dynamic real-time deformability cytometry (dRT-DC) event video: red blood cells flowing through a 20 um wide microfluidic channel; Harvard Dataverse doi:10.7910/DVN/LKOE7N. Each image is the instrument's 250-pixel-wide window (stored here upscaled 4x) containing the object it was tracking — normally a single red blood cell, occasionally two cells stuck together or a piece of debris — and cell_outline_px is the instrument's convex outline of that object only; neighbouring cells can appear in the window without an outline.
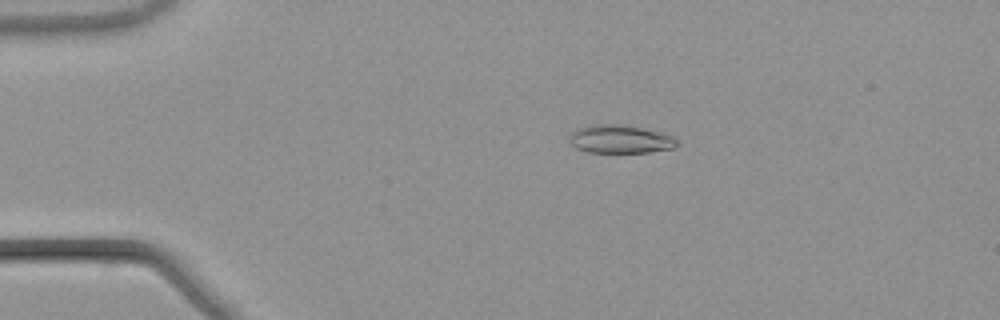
{"species": "common noctule bat (a hibernating species)", "species_latin": "Nyctalus noctula", "temperature_condition": "warm", "stored_images_in_passage": 53, "camera_frame_rate_fps": 3000, "um_per_image_px": 0.085, "animal": {"sex": "male", "body_mass_g": 21.5, "forearm_length_mm": 52.0}, "frame": {"image": 1, "passage_image": 11, "time_ms": 3.333, "image_size_px": [1000, 320], "cell_outline_px": [[676, 144], [672, 148], [648, 152], [588, 152], [576, 148], [568, 140], [568, 136], [576, 128], [588, 124], [620, 124], [640, 128], [672, 136], [676, 140]], "centroid_in_image_um": [52.61, 11.82], "position_along_channel_um": 32.4, "area_um2": 17.51}}
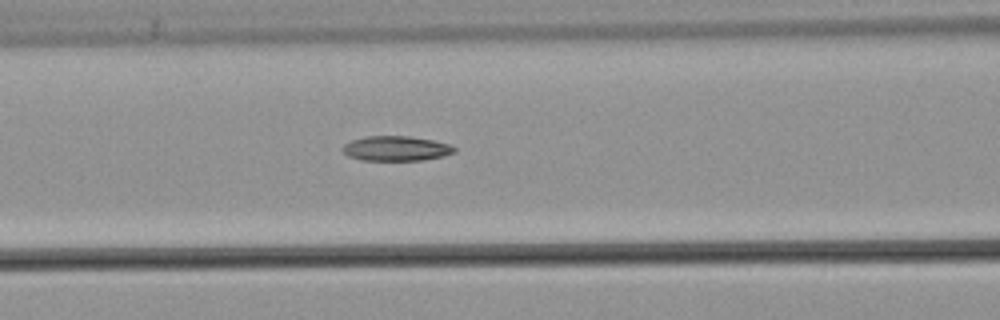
{"frame": {"image": 2, "passage_image": 23, "time_ms": 7.333, "image_size_px": [1000, 320], "cell_outline_px": [[456, 152], [444, 156], [420, 160], [360, 160], [348, 156], [340, 148], [344, 144], [352, 140], [368, 136], [408, 136], [432, 140], [448, 144], [456, 148]], "centroid_in_image_um": [33.65, 12.62], "position_along_channel_um": 133.0, "area_um2": 16.13}}
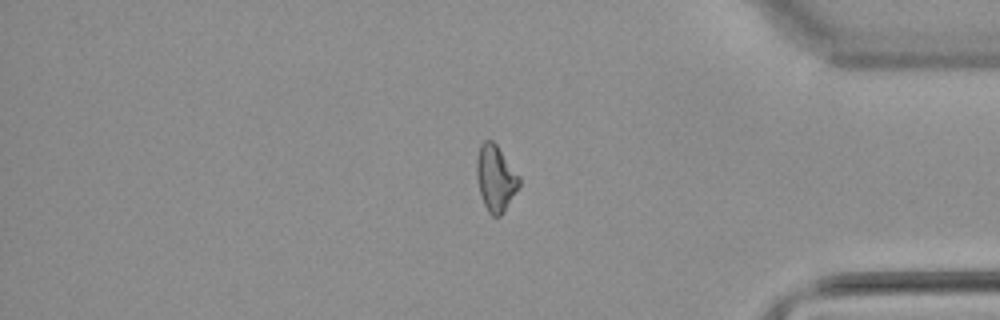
{"frame": {"image": 3, "passage_image": 45, "time_ms": 14.667, "image_size_px": [1000, 320], "cell_outline_px": [[520, 184], [504, 212], [500, 216], [492, 216], [488, 212], [484, 204], [480, 192], [476, 176], [476, 160], [480, 144], [484, 140], [492, 140], [496, 144], [520, 176]], "centroid_in_image_um": [42.12, 15.14], "position_along_channel_um": 393.1, "area_um2": 16.36}, "authors_computed_cell_mechanics": {"area_um2": 16.5308, "velocity_mm_per_s": 3.8743, "shape_relaxation_time_tau1_ms": null, "shape_relaxation_time_tau2_ms": 7.1659, "deformation_change_tau1": null, "deformation_change_tau2": 0.1408}}